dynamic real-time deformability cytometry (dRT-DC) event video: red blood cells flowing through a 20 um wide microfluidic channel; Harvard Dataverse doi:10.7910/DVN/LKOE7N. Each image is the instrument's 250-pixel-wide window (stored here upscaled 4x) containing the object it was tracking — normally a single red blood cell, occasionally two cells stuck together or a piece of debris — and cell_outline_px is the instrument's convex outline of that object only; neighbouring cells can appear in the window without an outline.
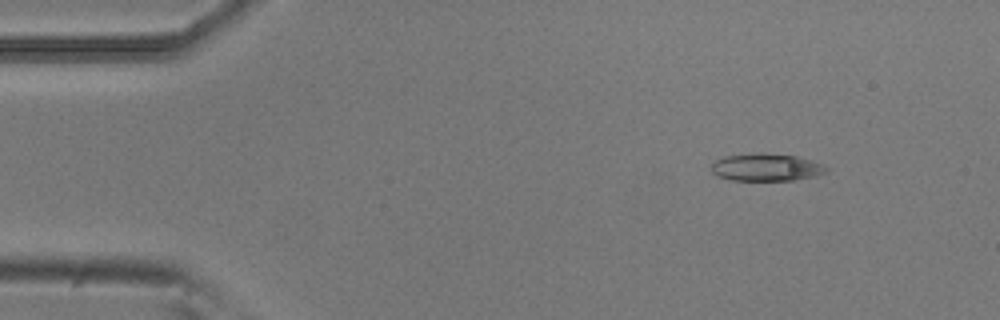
{"species": "common noctule bat (a hibernating species)", "species_latin": "Nyctalus noctula", "temperature_condition": "room temperature", "stored_images_in_passage": 48, "camera_frame_rate_fps": 3000, "um_per_image_px": 0.085, "animal": {"sex": "male", "body_mass_g": 20.5, "forearm_length_mm": 52.5}, "frame": {"image": 1, "passage_image": 1, "time_ms": 0.0, "image_size_px": [1000, 320], "cell_outline_px": [[828, 168], [824, 172], [816, 176], [792, 180], [728, 180], [716, 176], [712, 172], [712, 164], [716, 160], [724, 156], [756, 152], [764, 152], [796, 156], [824, 164]], "centroid_in_image_um": [65.1, 14.21], "position_along_channel_um": 19.9, "area_um2": 18.55}}
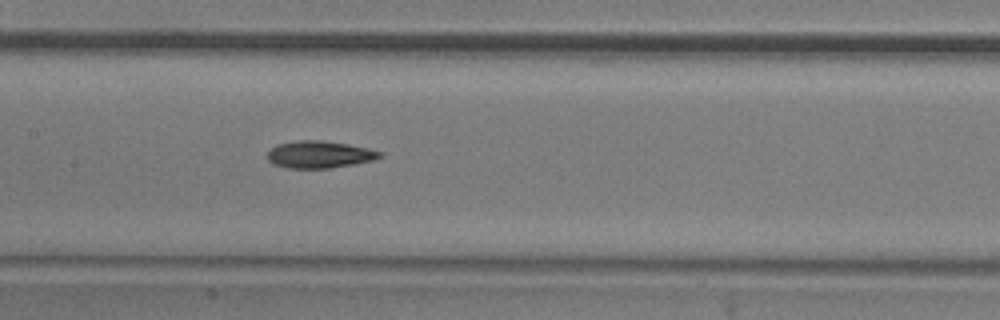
{"frame": {"image": 2, "passage_image": 20, "time_ms": 6.333, "image_size_px": [1000, 320], "cell_outline_px": [[384, 156], [372, 160], [352, 164], [328, 168], [288, 168], [272, 164], [268, 160], [268, 152], [276, 144], [296, 140], [320, 140], [348, 144], [368, 148], [380, 152]], "centroid_in_image_um": [27.12, 13.12], "position_along_channel_um": 180.3, "area_um2": 17.69}}
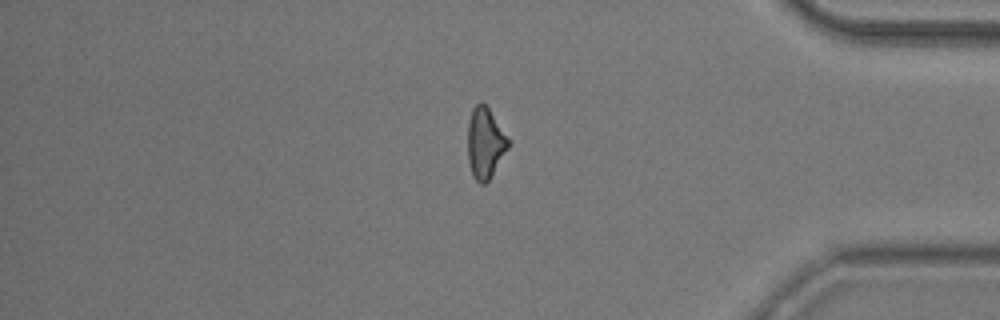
{"frame": {"image": 3, "passage_image": 39, "time_ms": 12.667, "image_size_px": [1000, 320], "cell_outline_px": [[512, 140], [508, 148], [488, 180], [484, 184], [480, 184], [472, 176], [468, 160], [468, 124], [472, 108], [480, 100], [488, 108]], "centroid_in_image_um": [41.25, 12.13], "position_along_channel_um": 394.0, "area_um2": 16.82}, "authors_computed_cell_mechanics": {"area_um2": 17.6001, "velocity_mm_per_s": 3.8167, "shape_relaxation_time_tau1_ms": 5.3329, "shape_relaxation_time_tau2_ms": 7.1713, "deformation_change_tau1": 0.1576, "deformation_change_tau2": 0.1838}}